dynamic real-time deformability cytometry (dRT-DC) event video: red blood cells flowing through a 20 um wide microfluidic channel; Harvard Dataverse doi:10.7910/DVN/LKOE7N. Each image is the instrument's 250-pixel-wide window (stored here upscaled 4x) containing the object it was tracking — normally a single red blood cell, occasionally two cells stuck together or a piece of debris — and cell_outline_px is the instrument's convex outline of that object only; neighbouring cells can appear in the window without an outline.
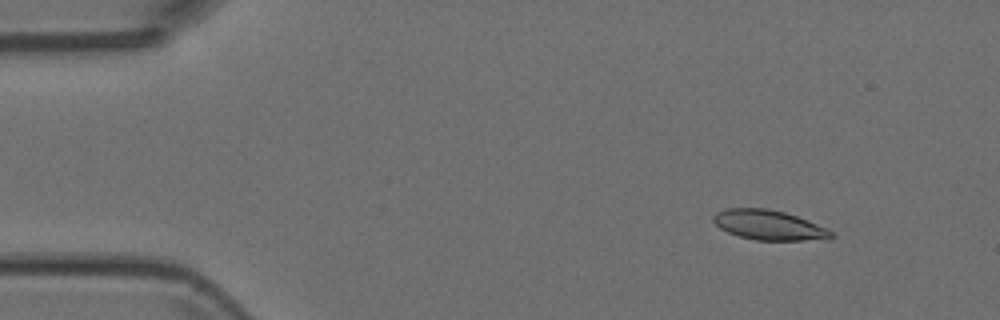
{"species": "Egyptian fruit bat (a non-hibernating species)", "species_latin": "Rousettus aegyptiacus", "temperature_condition": "room temperature", "stored_images_in_passage": 6, "camera_frame_rate_fps": 3000, "um_per_image_px": 0.085, "animal": {"sex": "female"}, "frame": {"image": 1, "passage_image": 2, "time_ms": 0.333, "image_size_px": [1000, 320], "cell_outline_px": [[836, 236], [804, 240], [756, 240], [740, 236], [728, 232], [720, 228], [712, 220], [712, 216], [716, 212], [728, 208], [768, 208], [784, 212], [808, 220], [832, 232]], "centroid_in_image_um": [65.28, 19.11], "position_along_channel_um": 19.7, "area_um2": 20.11}}
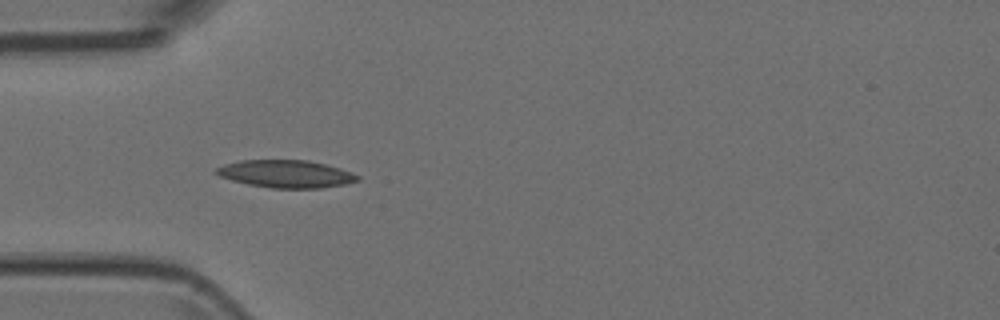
{"frame": {"image": 2, "passage_image": 5, "time_ms": 1.333, "image_size_px": [1000, 320], "cell_outline_px": [[360, 180], [344, 184], [320, 188], [272, 188], [248, 184], [232, 180], [220, 176], [212, 172], [216, 168], [224, 164], [240, 160], [308, 160], [340, 168], [352, 172], [360, 176]], "centroid_in_image_um": [24.3, 14.77], "position_along_channel_um": 60.7, "area_um2": 22.72}}
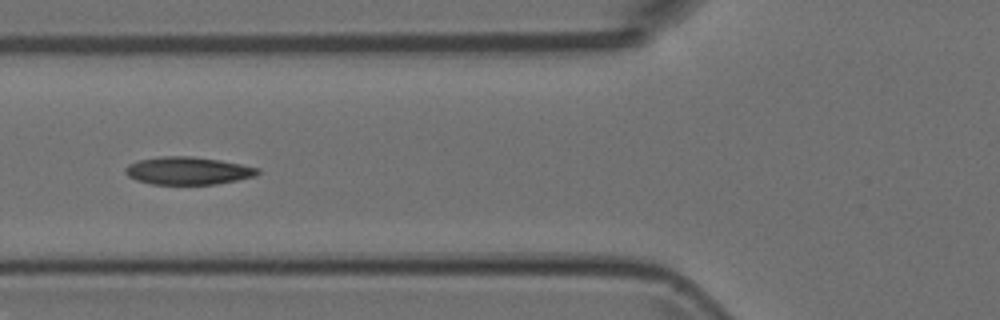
{"frame": {"image": 3, "passage_image": 6, "time_ms": 1.667, "image_size_px": [1000, 320], "cell_outline_px": [[260, 172], [256, 176], [216, 184], [152, 184], [136, 180], [128, 176], [124, 172], [124, 168], [128, 164], [140, 160], [160, 156], [192, 156], [220, 160], [260, 168]], "centroid_in_image_um": [15.96, 14.51], "position_along_channel_um": 109.8, "area_um2": 21.39}}